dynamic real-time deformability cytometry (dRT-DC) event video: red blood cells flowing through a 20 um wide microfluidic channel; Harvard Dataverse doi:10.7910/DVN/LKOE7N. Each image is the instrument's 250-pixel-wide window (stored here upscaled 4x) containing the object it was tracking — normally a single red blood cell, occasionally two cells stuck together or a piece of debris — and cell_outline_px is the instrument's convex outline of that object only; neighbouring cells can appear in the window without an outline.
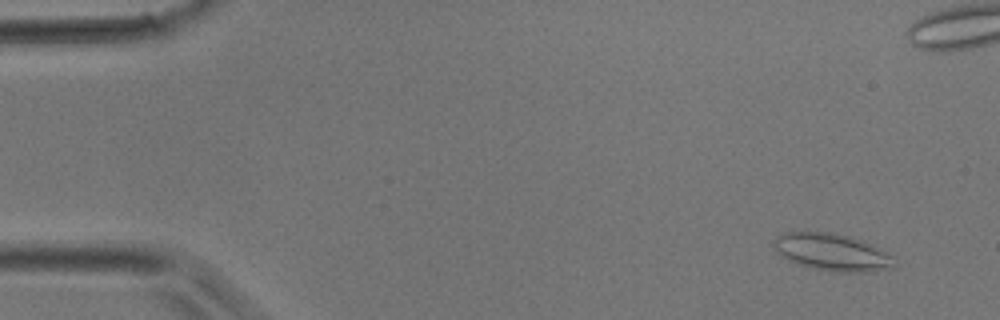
{"species": "common noctule bat (a hibernating species)", "species_latin": "Nyctalus noctula", "temperature_condition": "room temperature", "stored_images_in_passage": 13, "camera_frame_rate_fps": 3000, "um_per_image_px": 0.085, "animal": {"sex": "male", "body_mass_g": 17.9}, "frame": {"image": 1, "passage_image": 3, "time_ms": 0.667, "image_size_px": [1000, 320], "cell_outline_px": [[896, 264], [892, 268], [864, 272], [832, 272], [812, 268], [796, 264], [788, 260], [776, 252], [772, 244], [776, 236], [784, 232], [832, 232], [852, 236], [864, 240], [872, 244], [892, 256]], "centroid_in_image_um": [70.71, 21.43], "position_along_channel_um": 14.3, "area_um2": 26.47}}